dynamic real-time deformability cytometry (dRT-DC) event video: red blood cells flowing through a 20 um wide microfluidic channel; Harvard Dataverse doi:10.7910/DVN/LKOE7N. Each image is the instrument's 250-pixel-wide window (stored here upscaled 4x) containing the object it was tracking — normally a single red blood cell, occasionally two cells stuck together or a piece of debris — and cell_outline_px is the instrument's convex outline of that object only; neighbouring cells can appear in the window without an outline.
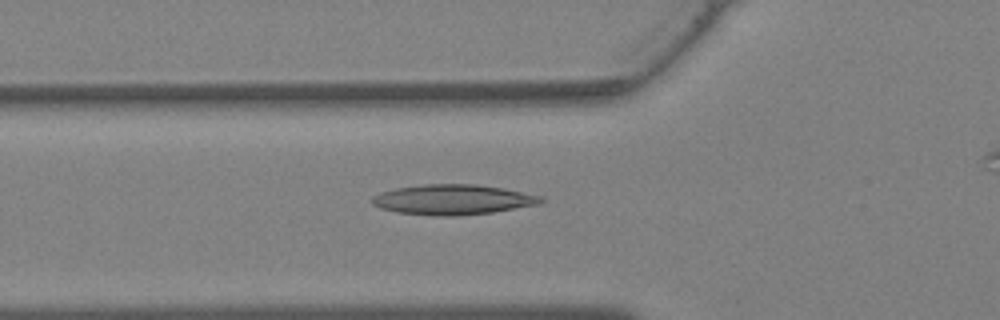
{"species": "Egyptian fruit bat (a non-hibernating species)", "species_latin": "Rousettus aegyptiacus", "temperature_condition": "warm", "stored_images_in_passage": 35, "camera_frame_rate_fps": 3000, "um_per_image_px": 0.085, "animal": {"sex": "female"}, "frame": {"image": 1, "passage_image": 14, "time_ms": 4.333, "image_size_px": [1000, 320], "cell_outline_px": [[544, 200], [540, 204], [492, 212], [452, 216], [432, 216], [396, 212], [380, 208], [372, 204], [372, 196], [380, 192], [396, 188], [424, 184], [472, 184], [504, 188], [544, 196]], "centroid_in_image_um": [38.49, 16.96], "position_along_channel_um": 87.3, "area_um2": 29.77}}
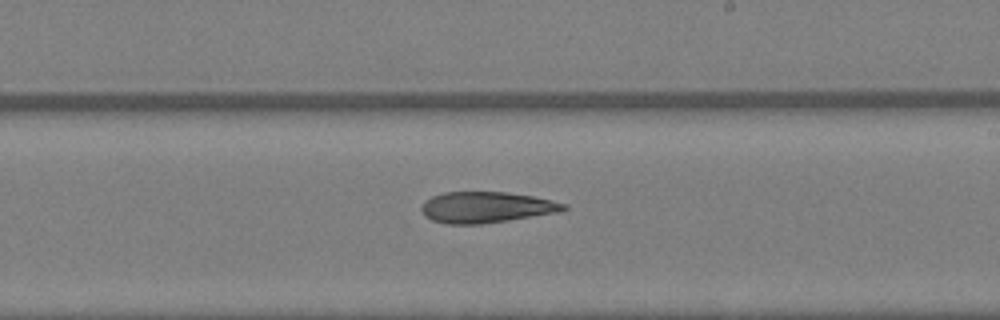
{"frame": {"image": 2, "passage_image": 23, "time_ms": 7.333, "image_size_px": [1000, 320], "cell_outline_px": [[568, 208], [560, 212], [508, 220], [480, 224], [444, 224], [432, 220], [424, 216], [420, 208], [424, 200], [432, 196], [444, 192], [504, 192], [532, 196], [552, 200], [568, 204]], "centroid_in_image_um": [41.31, 17.62], "position_along_channel_um": 247.7, "area_um2": 25.84}}
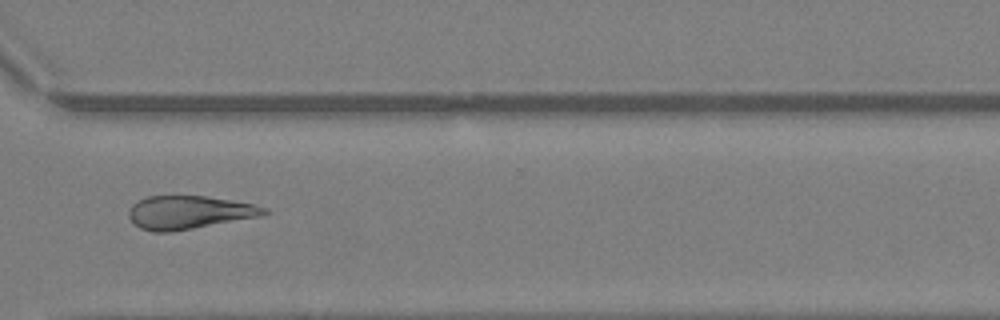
{"frame": {"image": 3, "passage_image": 29, "time_ms": 9.333, "image_size_px": [1000, 320], "cell_outline_px": [[268, 212], [260, 216], [172, 232], [152, 232], [140, 228], [128, 216], [128, 212], [132, 204], [136, 200], [148, 196], [204, 196], [232, 200], [252, 204], [268, 208]], "centroid_in_image_um": [16.03, 18.05], "position_along_channel_um": 354.6, "area_um2": 26.13}}